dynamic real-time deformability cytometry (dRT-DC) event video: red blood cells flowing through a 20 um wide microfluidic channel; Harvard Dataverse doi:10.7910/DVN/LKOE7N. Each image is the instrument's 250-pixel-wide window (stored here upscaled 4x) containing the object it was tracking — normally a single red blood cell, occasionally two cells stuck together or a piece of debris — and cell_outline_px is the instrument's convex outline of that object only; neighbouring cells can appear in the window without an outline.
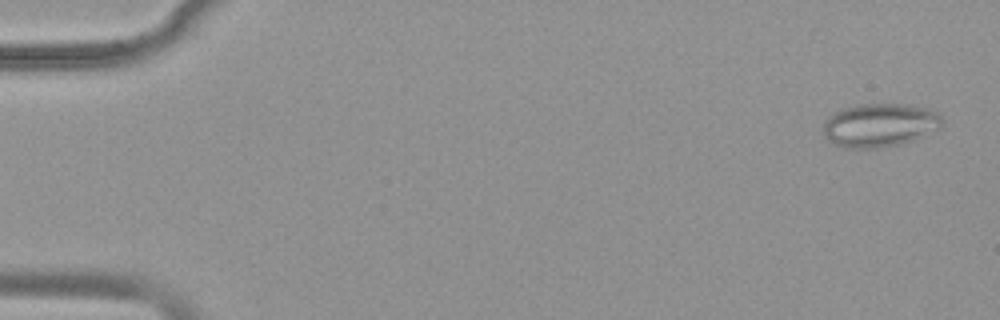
{"species": "common noctule bat (a hibernating species)", "species_latin": "Nyctalus noctula", "temperature_condition": "warm", "stored_images_in_passage": 53, "camera_frame_rate_fps": 3000, "um_per_image_px": 0.085, "animal": {"sex": "female", "body_mass_g": 19.9}, "frame": {"image": 1, "passage_image": 2, "time_ms": 0.333, "image_size_px": [1000, 320], "cell_outline_px": [[944, 124], [940, 128], [912, 140], [900, 144], [876, 148], [844, 148], [828, 140], [824, 136], [824, 120], [832, 112], [844, 108], [860, 104], [900, 104], [928, 108], [936, 112], [944, 120]], "centroid_in_image_um": [74.76, 10.63], "position_along_channel_um": 10.2, "area_um2": 30.17}}
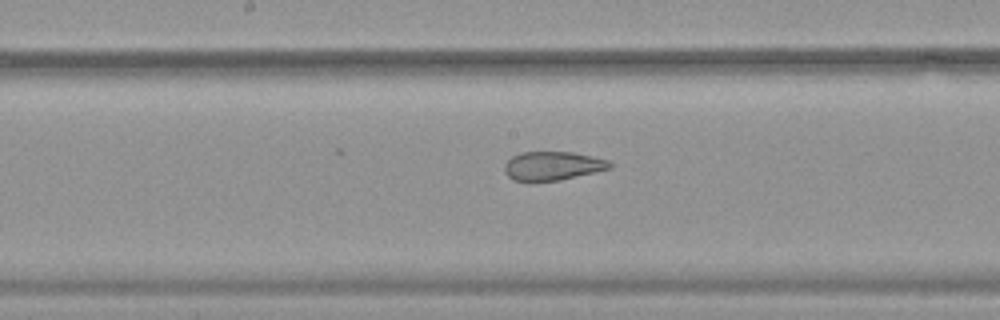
{"frame": {"image": 2, "passage_image": 28, "time_ms": 9.0, "image_size_px": [1000, 320], "cell_outline_px": [[612, 168], [596, 172], [560, 180], [532, 184], [528, 184], [512, 180], [504, 172], [504, 164], [512, 156], [520, 152], [572, 152], [592, 156], [608, 160], [612, 164]], "centroid_in_image_um": [46.91, 14.14], "position_along_channel_um": 201.3, "area_um2": 18.32}}
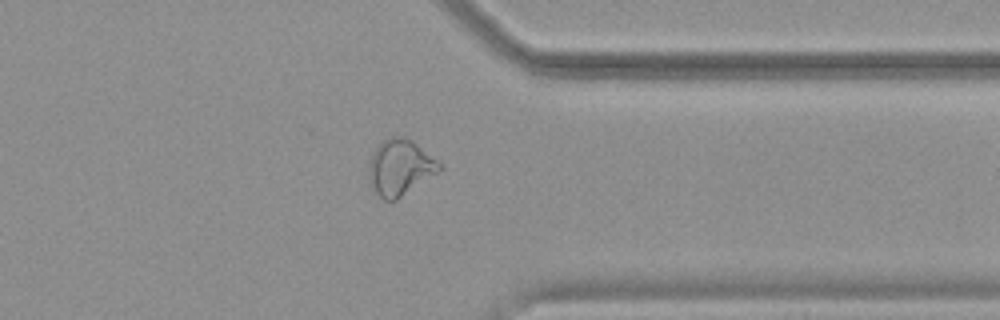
{"frame": {"image": 3, "passage_image": 42, "time_ms": 13.667, "image_size_px": [1000, 320], "cell_outline_px": [[444, 168], [396, 200], [384, 200], [372, 188], [368, 180], [368, 172], [372, 152], [384, 140], [392, 136], [404, 136], [412, 140], [436, 160]], "centroid_in_image_um": [33.98, 14.23], "position_along_channel_um": 377.4, "area_um2": 22.72}, "authors_computed_cell_mechanics": {"area_um2": 24.854, "velocity_mm_per_s": 3.8481, "shape_relaxation_time_tau1_ms": null, "shape_relaxation_time_tau2_ms": 1.4082, "deformation_change_tau1": null, "deformation_change_tau2": 0.0847}}